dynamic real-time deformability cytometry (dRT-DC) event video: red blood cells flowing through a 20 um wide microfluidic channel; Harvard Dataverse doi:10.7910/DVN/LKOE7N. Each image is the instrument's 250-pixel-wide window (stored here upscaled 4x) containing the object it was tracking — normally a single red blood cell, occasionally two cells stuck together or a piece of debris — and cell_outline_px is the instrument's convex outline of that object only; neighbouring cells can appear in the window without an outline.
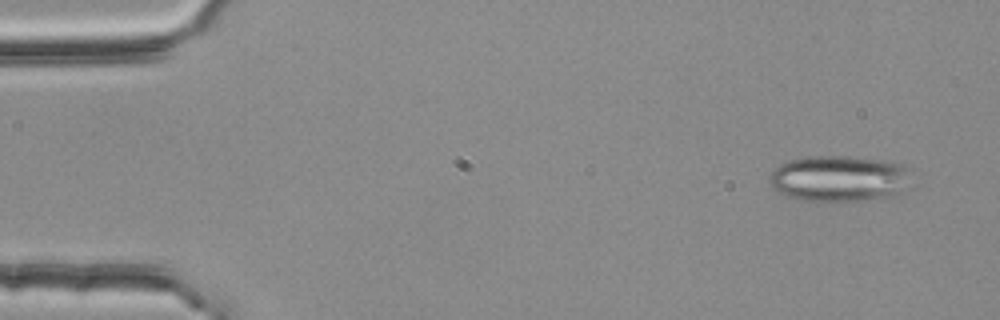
{"species": "common noctule bat (a hibernating species)", "species_latin": "Nyctalus noctula", "temperature_condition": "room temperature", "stored_images_in_passage": 4, "camera_frame_rate_fps": 3000, "um_per_image_px": 0.085, "animal": {"sex": "female", "body_mass_g": 25.1}, "frame": {"image": 1, "passage_image": 1, "time_ms": 0.0, "image_size_px": [1000, 320], "cell_outline_px": [[904, 168], [900, 192], [896, 196], [856, 200], [804, 200], [784, 196], [776, 192], [772, 188], [768, 180], [768, 176], [780, 164], [788, 160], [808, 156], [848, 156], [884, 160], [904, 164]], "centroid_in_image_um": [71.15, 15.16], "position_along_channel_um": 13.8, "area_um2": 37.28}}